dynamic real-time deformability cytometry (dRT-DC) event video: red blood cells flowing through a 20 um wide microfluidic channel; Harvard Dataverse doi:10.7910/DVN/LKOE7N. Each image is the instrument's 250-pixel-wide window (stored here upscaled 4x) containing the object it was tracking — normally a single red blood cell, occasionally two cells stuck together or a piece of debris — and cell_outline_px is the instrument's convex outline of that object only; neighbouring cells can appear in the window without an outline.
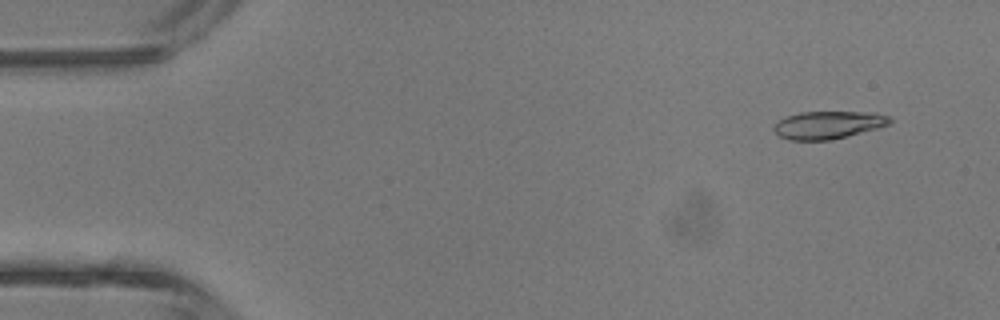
{"species": "common noctule bat (a hibernating species)", "species_latin": "Nyctalus noctula", "temperature_condition": "room temperature", "stored_images_in_passage": 3, "camera_frame_rate_fps": 3000, "um_per_image_px": 0.085, "animal": {"sex": "male", "body_mass_g": 13.3}, "frame": {"image": 1, "passage_image": 1, "time_ms": 0.0, "image_size_px": [1000, 320], "cell_outline_px": [[892, 124], [832, 140], [788, 140], [780, 136], [772, 128], [784, 116], [800, 112], [876, 112], [892, 116]], "centroid_in_image_um": [70.44, 10.61], "position_along_channel_um": 14.6, "area_um2": 18.9}}